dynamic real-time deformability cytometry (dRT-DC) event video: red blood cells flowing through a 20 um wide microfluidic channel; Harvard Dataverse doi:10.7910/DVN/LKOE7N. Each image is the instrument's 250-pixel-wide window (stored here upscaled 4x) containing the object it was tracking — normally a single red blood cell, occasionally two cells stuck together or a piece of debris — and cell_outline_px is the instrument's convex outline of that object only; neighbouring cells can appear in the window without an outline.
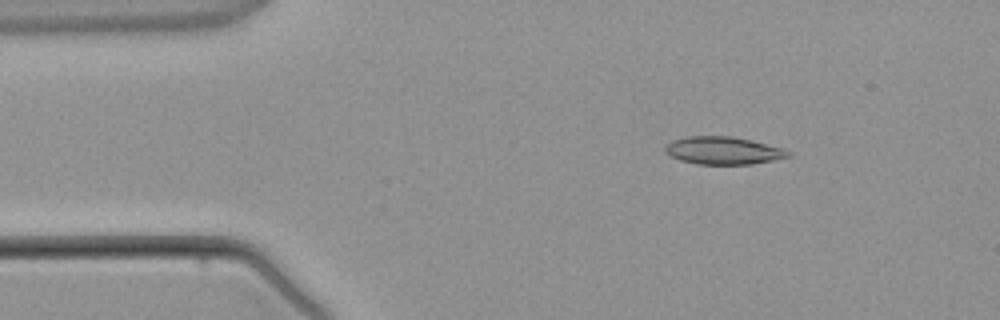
{"species": "common noctule bat (a hibernating species)", "species_latin": "Nyctalus noctula", "temperature_condition": "warm", "stored_images_in_passage": 4, "camera_frame_rate_fps": 3000, "um_per_image_px": 0.085, "animal": {"sex": "male", "body_mass_g": 21.5, "forearm_length_mm": 52.0}, "frame": {"image": 1, "passage_image": 2, "time_ms": 1.333, "image_size_px": [1000, 320], "cell_outline_px": [[792, 156], [752, 164], [696, 164], [680, 160], [664, 152], [664, 148], [672, 140], [688, 136], [732, 136], [752, 140], [784, 148], [792, 152]], "centroid_in_image_um": [61.5, 12.79], "position_along_channel_um": 23.5, "area_um2": 19.94}}
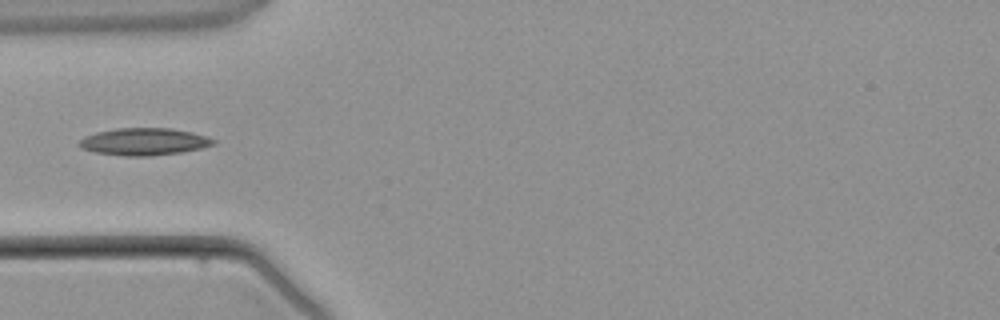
{"frame": {"image": 2, "passage_image": 4, "time_ms": 3.667, "image_size_px": [1000, 320], "cell_outline_px": [[216, 144], [200, 148], [180, 152], [152, 156], [124, 156], [96, 152], [80, 148], [76, 144], [80, 140], [96, 132], [116, 128], [172, 128], [192, 132], [216, 140]], "centroid_in_image_um": [12.23, 12.04], "position_along_channel_um": 72.8, "area_um2": 21.21}}